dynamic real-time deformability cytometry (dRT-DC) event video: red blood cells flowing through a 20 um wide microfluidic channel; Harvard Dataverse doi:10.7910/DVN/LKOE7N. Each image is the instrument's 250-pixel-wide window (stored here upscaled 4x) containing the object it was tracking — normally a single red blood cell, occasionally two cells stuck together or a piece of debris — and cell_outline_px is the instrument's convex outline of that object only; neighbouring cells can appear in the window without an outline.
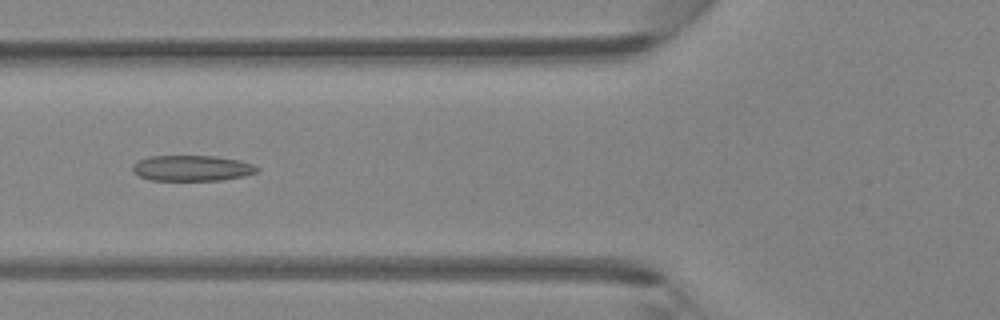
{"species": "Egyptian fruit bat (a non-hibernating species)", "species_latin": "Rousettus aegyptiacus", "temperature_condition": "room temperature", "stored_images_in_passage": 38, "camera_frame_rate_fps": 3000, "um_per_image_px": 0.085, "animal": {"sex": "female"}, "frame": {"image": 1, "passage_image": 10, "time_ms": 3.0, "image_size_px": [1000, 320], "cell_outline_px": [[260, 168], [256, 172], [244, 176], [220, 180], [148, 180], [132, 172], [132, 164], [148, 156], [216, 156], [236, 160], [252, 164]], "centroid_in_image_um": [16.27, 14.29], "position_along_channel_um": 109.5, "area_um2": 18.55}}
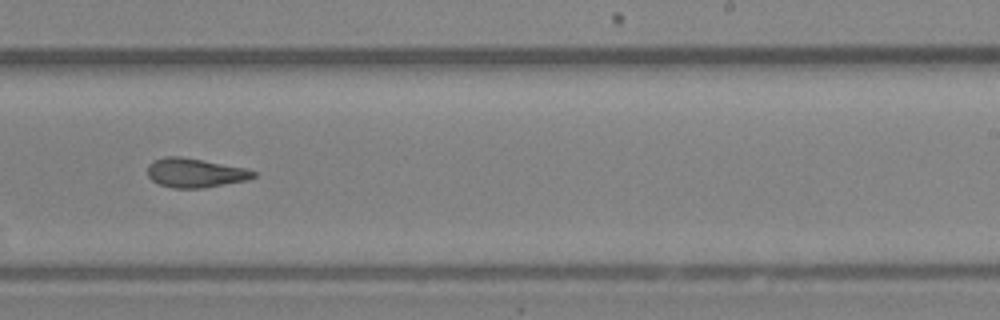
{"frame": {"image": 2, "passage_image": 21, "time_ms": 6.667, "image_size_px": [1000, 320], "cell_outline_px": [[256, 176], [248, 180], [204, 188], [172, 188], [160, 184], [152, 180], [148, 176], [148, 164], [152, 160], [164, 156], [180, 156], [204, 160], [244, 168], [256, 172]], "centroid_in_image_um": [16.56, 14.69], "position_along_channel_um": 272.4, "area_um2": 18.09}}
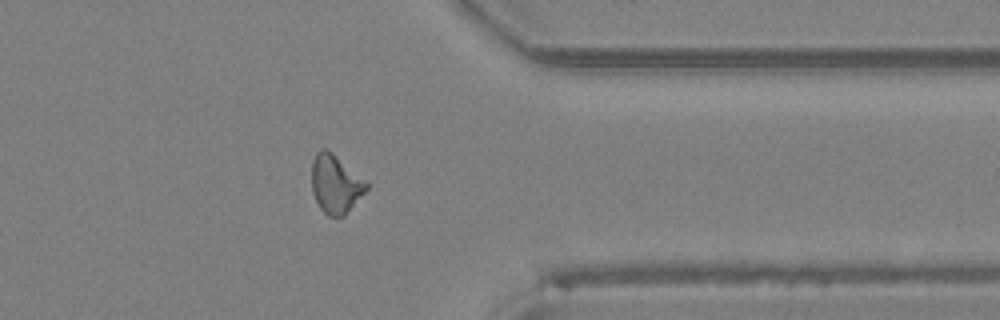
{"frame": {"image": 3, "passage_image": 29, "time_ms": 9.333, "image_size_px": [1000, 320], "cell_outline_px": [[368, 188], [344, 216], [328, 216], [320, 208], [312, 192], [312, 160], [316, 152], [320, 148], [328, 148], [364, 180], [368, 184]], "centroid_in_image_um": [28.49, 15.62], "position_along_channel_um": 382.9, "area_um2": 18.5}}